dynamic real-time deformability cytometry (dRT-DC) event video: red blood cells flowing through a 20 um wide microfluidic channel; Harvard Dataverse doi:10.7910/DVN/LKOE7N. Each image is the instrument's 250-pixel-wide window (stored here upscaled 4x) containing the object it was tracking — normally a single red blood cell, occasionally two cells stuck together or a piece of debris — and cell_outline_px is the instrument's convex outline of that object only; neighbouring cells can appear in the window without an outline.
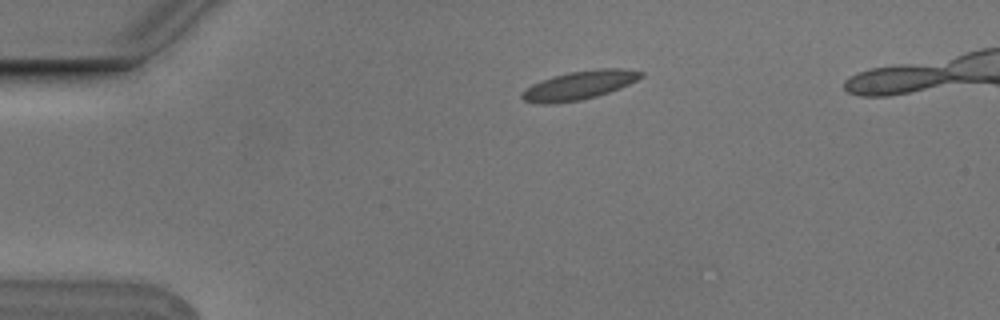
{"species": "Egyptian fruit bat (a non-hibernating species)", "species_latin": "Rousettus aegyptiacus", "temperature_condition": "cold", "stored_images_in_passage": 4, "camera_frame_rate_fps": 3000, "um_per_image_px": 0.085, "animal": {"sex": "male"}, "frame": {"image": 1, "passage_image": 1, "time_ms": 0.0, "image_size_px": [1000, 320], "cell_outline_px": [[644, 76], [620, 88], [596, 96], [580, 100], [552, 104], [540, 104], [524, 100], [520, 96], [524, 88], [540, 80], [568, 72], [596, 68], [620, 68], [644, 72]], "centroid_in_image_um": [49.21, 7.24], "position_along_channel_um": 35.8, "area_um2": 19.94}}